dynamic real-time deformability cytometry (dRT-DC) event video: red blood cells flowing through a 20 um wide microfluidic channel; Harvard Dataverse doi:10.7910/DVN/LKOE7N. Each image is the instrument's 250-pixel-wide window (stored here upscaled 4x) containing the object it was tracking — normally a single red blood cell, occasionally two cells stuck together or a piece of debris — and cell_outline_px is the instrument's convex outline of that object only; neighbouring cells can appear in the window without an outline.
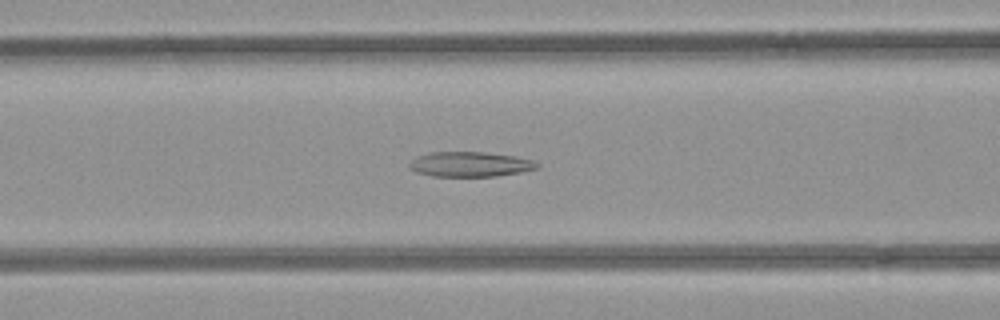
{"species": "common noctule bat (a hibernating species)", "species_latin": "Nyctalus noctula", "temperature_condition": "room temperature", "stored_images_in_passage": 44, "camera_frame_rate_fps": 3000, "um_per_image_px": 0.085, "animal": {"sex": "female", "body_mass_g": 21.9}, "frame": {"image": 1, "passage_image": 13, "time_ms": 4.0, "image_size_px": [1000, 320], "cell_outline_px": [[540, 168], [520, 172], [496, 176], [432, 176], [416, 172], [408, 168], [408, 164], [416, 156], [428, 152], [484, 152], [516, 156], [532, 160], [540, 164]], "centroid_in_image_um": [39.94, 13.96], "position_along_channel_um": 126.7, "area_um2": 18.73}}
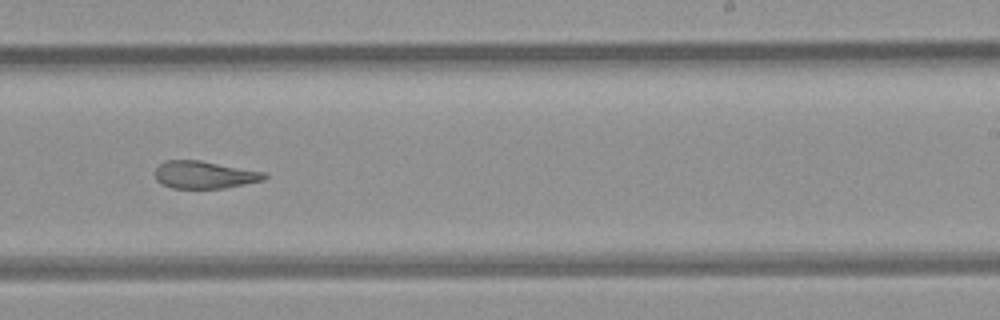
{"frame": {"image": 2, "passage_image": 24, "time_ms": 7.667, "image_size_px": [1000, 320], "cell_outline_px": [[268, 176], [264, 180], [224, 188], [172, 188], [160, 184], [156, 180], [156, 168], [164, 160], [200, 160], [268, 172]], "centroid_in_image_um": [17.4, 14.85], "position_along_channel_um": 271.6, "area_um2": 17.69}}
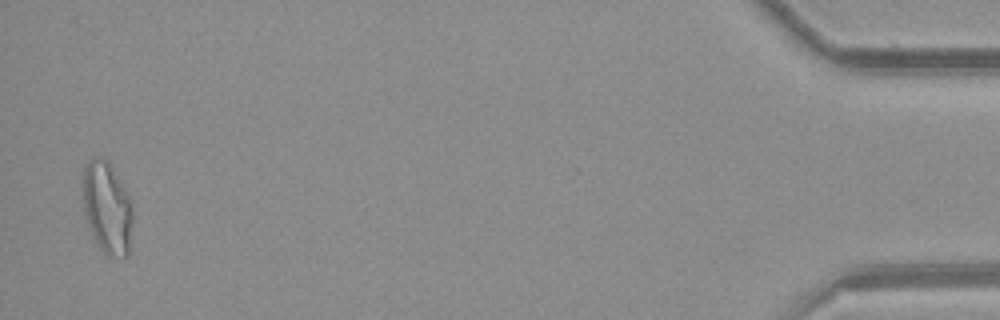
{"frame": {"image": 3, "passage_image": 43, "time_ms": 14.0, "image_size_px": [1000, 320], "cell_outline_px": [[132, 224], [128, 256], [108, 256], [100, 248], [92, 236], [88, 228], [84, 212], [80, 184], [84, 168], [88, 160], [92, 156], [100, 156], [108, 160], [112, 164], [128, 192], [132, 200]], "centroid_in_image_um": [9.08, 17.58], "position_along_channel_um": 426.1, "area_um2": 27.8}, "authors_computed_cell_mechanics": {"area_um2": 20.4323, "velocity_mm_per_s": 3.9598, "shape_relaxation_time_tau1_ms": null, "shape_relaxation_time_tau2_ms": 2.2811, "deformation_change_tau1": null, "deformation_change_tau2": 0.1086}}